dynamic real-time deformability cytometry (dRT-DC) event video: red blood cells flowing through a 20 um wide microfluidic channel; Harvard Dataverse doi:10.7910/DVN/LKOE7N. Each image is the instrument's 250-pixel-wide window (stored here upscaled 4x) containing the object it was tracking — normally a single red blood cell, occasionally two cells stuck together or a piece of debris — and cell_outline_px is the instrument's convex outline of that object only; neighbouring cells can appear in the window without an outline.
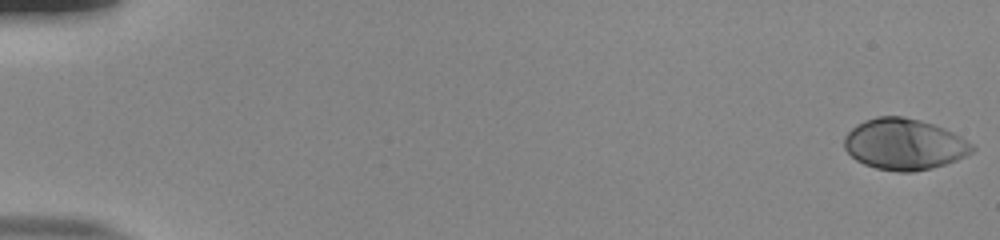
{"species": "human", "species_latin": "Homo sapiens", "temperature_condition": "room temperature", "stored_images_in_passage": 55, "camera_frame_rate_fps": 3000, "um_per_image_px": 0.085, "donor": {"sex": "male"}, "frame": {"image": 1, "passage_image": 1, "time_ms": 0.0, "image_size_px": [1000, 240], "cell_outline_px": [[976, 148], [972, 152], [956, 160], [932, 168], [912, 172], [900, 172], [876, 168], [864, 164], [856, 160], [844, 148], [844, 136], [856, 124], [864, 120], [876, 116], [904, 116], [920, 120], [944, 128], [960, 136], [972, 144]], "centroid_in_image_um": [76.84, 12.25], "position_along_channel_um": 8.2, "area_um2": 38.09}}
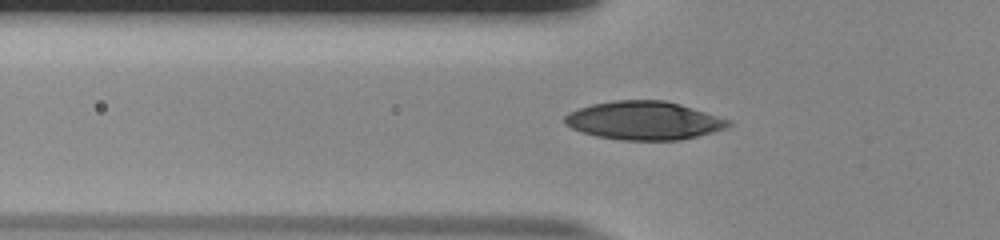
{"frame": {"image": 2, "passage_image": 20, "time_ms": 6.333, "image_size_px": [1000, 240], "cell_outline_px": [[732, 124], [728, 128], [680, 140], [620, 140], [596, 136], [572, 128], [564, 124], [564, 116], [568, 112], [592, 104], [616, 100], [664, 100], [680, 104], [732, 120]], "centroid_in_image_um": [54.75, 10.25], "position_along_channel_um": 71.0, "area_um2": 36.65}}
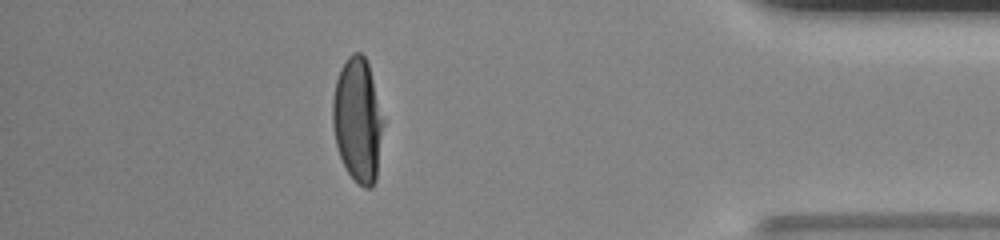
{"frame": {"image": 3, "passage_image": 49, "time_ms": 16.0, "image_size_px": [1000, 240], "cell_outline_px": [[384, 124], [376, 180], [372, 188], [364, 188], [348, 172], [340, 156], [336, 144], [332, 124], [332, 100], [336, 80], [340, 68], [344, 60], [352, 52], [360, 52], [364, 56], [368, 64], [384, 120]], "centroid_in_image_um": [30.4, 10.19], "position_along_channel_um": 404.8, "area_um2": 36.7}, "authors_computed_cell_mechanics": {"area_um2": 37.3388, "velocity_mm_per_s": 3.8157, "shape_relaxation_time_tau1_ms": 4.0389, "shape_relaxation_time_tau2_ms": null, "deformation_change_tau1": 0.2172, "deformation_change_tau2": null}}